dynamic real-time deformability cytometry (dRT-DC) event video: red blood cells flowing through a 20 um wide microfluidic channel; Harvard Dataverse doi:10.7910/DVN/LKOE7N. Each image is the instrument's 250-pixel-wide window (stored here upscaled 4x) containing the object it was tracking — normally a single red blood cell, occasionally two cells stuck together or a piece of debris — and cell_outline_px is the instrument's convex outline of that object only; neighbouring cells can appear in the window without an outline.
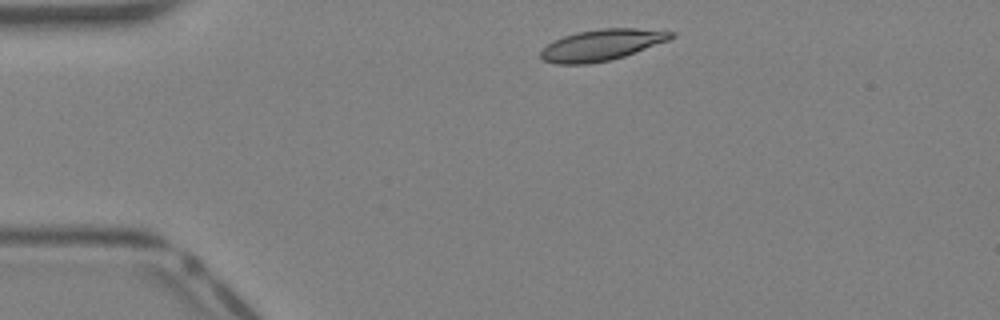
{"species": "Egyptian fruit bat (a non-hibernating species)", "species_latin": "Rousettus aegyptiacus", "temperature_condition": "warm", "stored_images_in_passage": 34, "camera_frame_rate_fps": 3000, "um_per_image_px": 0.085, "animal": {"sex": "female"}, "frame": {"image": 1, "passage_image": 2, "time_ms": 0.333, "image_size_px": [1000, 320], "cell_outline_px": [[676, 36], [668, 40], [624, 56], [612, 60], [588, 64], [556, 64], [544, 60], [540, 56], [540, 52], [548, 44], [564, 36], [576, 32], [600, 28], [636, 28], [676, 32]], "centroid_in_image_um": [51.15, 3.82], "position_along_channel_um": 33.8, "area_um2": 23.58}}
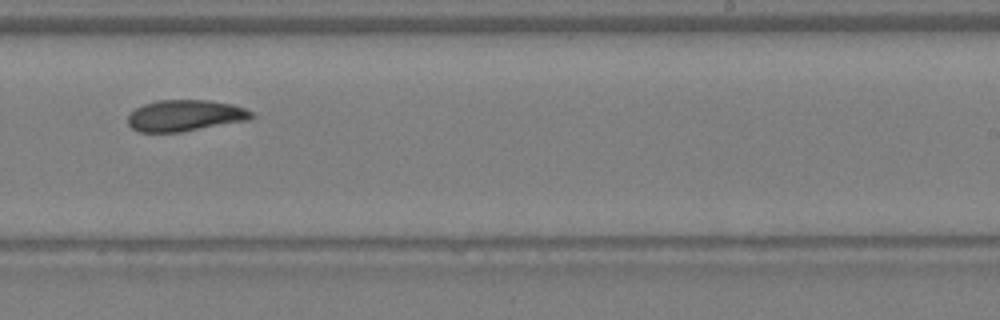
{"frame": {"image": 2, "passage_image": 19, "time_ms": 6.0, "image_size_px": [1000, 320], "cell_outline_px": [[256, 116], [252, 120], [180, 132], [140, 132], [132, 128], [128, 124], [128, 112], [144, 104], [160, 100], [208, 100], [232, 104], [244, 108], [252, 112]], "centroid_in_image_um": [15.76, 9.83], "position_along_channel_um": 273.2, "area_um2": 22.77}}
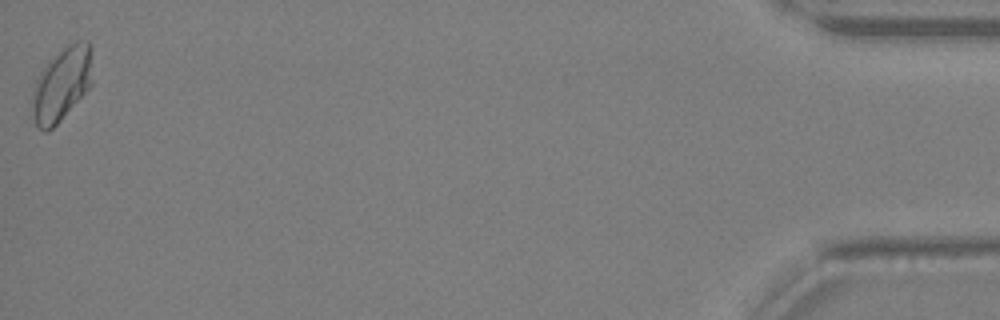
{"frame": {"image": 3, "passage_image": 34, "time_ms": 11.0, "image_size_px": [1000, 320], "cell_outline_px": [[92, 84], [60, 120], [48, 132], [44, 132], [36, 124], [32, 108], [32, 96], [36, 80], [40, 72], [48, 60], [68, 44], [80, 40], [88, 40], [92, 80]], "centroid_in_image_um": [5.22, 7.15], "position_along_channel_um": 430.0, "area_um2": 25.32}}